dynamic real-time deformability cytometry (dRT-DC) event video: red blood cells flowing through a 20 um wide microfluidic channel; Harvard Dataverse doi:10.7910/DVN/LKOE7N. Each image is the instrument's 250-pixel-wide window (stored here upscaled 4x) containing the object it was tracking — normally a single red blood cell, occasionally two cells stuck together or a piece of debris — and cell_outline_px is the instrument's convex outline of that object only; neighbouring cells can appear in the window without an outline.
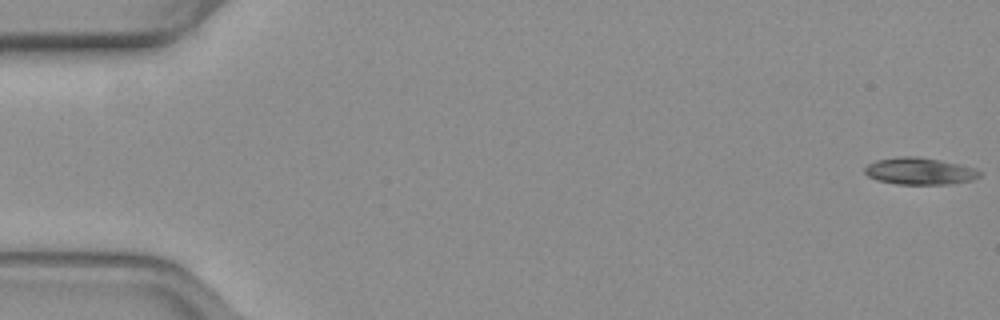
{"species": "common noctule bat (a hibernating species)", "species_latin": "Nyctalus noctula", "temperature_condition": "warm", "stored_images_in_passage": 55, "camera_frame_rate_fps": 3000, "um_per_image_px": 0.085, "animal": {"sex": "female", "body_mass_g": 19.3, "forearm_length_mm": 54.1}, "frame": {"image": 1, "passage_image": 1, "time_ms": 0.0, "image_size_px": [1000, 320], "cell_outline_px": [[980, 176], [972, 180], [948, 184], [896, 184], [876, 180], [868, 176], [864, 172], [864, 168], [868, 164], [876, 160], [900, 156], [916, 156], [940, 160], [960, 164], [972, 168], [980, 172]], "centroid_in_image_um": [78.12, 14.54], "position_along_channel_um": 6.9, "area_um2": 17.98}}
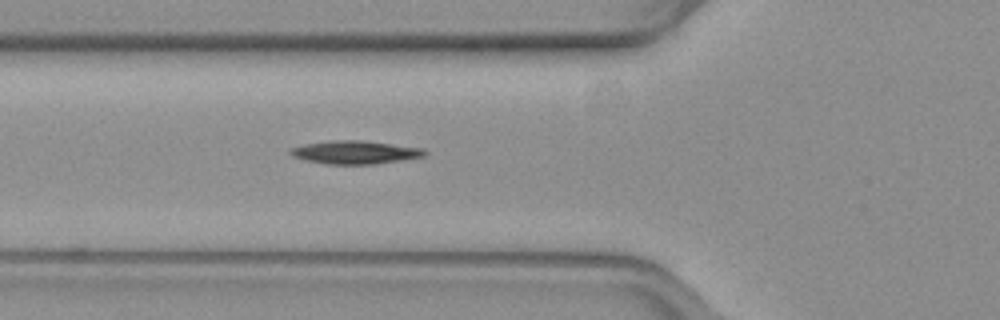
{"frame": {"image": 2, "passage_image": 20, "time_ms": 6.333, "image_size_px": [1000, 320], "cell_outline_px": [[428, 152], [424, 156], [376, 164], [324, 164], [304, 160], [292, 156], [288, 152], [292, 148], [304, 144], [332, 140], [360, 140], [424, 148]], "centroid_in_image_um": [30.16, 12.95], "position_along_channel_um": 95.6, "area_um2": 18.15}}
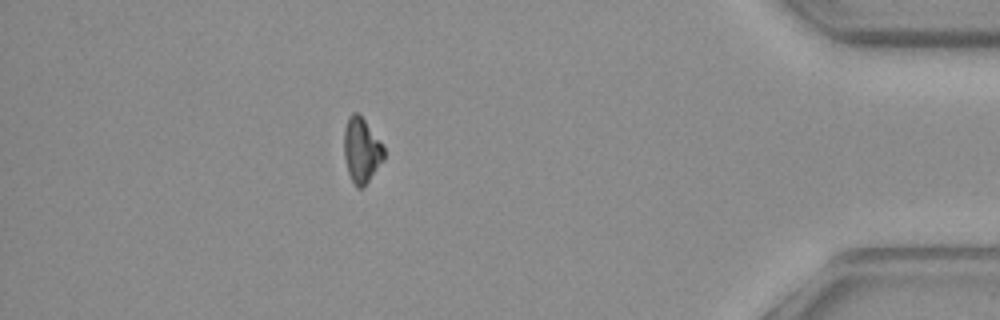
{"frame": {"image": 3, "passage_image": 48, "time_ms": 15.667, "image_size_px": [1000, 320], "cell_outline_px": [[384, 160], [368, 180], [360, 188], [356, 188], [348, 172], [344, 156], [344, 128], [348, 116], [352, 112], [356, 112], [364, 120], [384, 148]], "centroid_in_image_um": [30.7, 12.76], "position_along_channel_um": 404.5, "area_um2": 14.74}}